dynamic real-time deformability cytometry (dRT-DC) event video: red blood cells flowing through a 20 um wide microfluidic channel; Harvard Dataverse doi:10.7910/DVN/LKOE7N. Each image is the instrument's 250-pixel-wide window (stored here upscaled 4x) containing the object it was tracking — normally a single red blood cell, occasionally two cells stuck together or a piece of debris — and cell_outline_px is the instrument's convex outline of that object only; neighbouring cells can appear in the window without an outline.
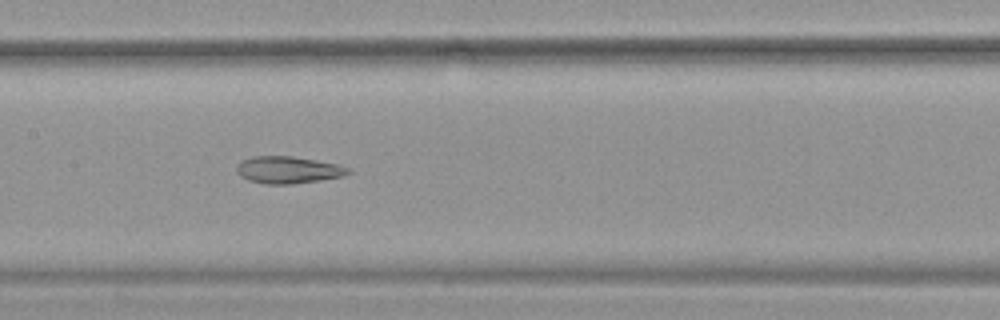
{"species": "common noctule bat (a hibernating species)", "species_latin": "Nyctalus noctula", "temperature_condition": "warm", "stored_images_in_passage": 54, "camera_frame_rate_fps": 3000, "um_per_image_px": 0.085, "animal": {"sex": "female", "body_mass_g": 19.9}, "frame": {"image": 1, "passage_image": 27, "time_ms": 8.667, "image_size_px": [1000, 320], "cell_outline_px": [[352, 172], [344, 176], [320, 180], [292, 184], [264, 184], [248, 180], [240, 176], [236, 172], [236, 164], [240, 160], [252, 156], [292, 156], [316, 160], [336, 164], [352, 168]], "centroid_in_image_um": [24.47, 14.44], "position_along_channel_um": 182.9, "area_um2": 17.86}}
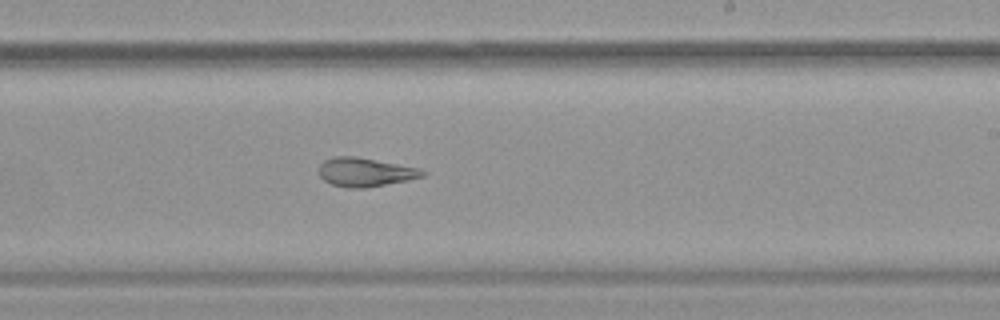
{"frame": {"image": 2, "passage_image": 33, "time_ms": 10.667, "image_size_px": [1000, 320], "cell_outline_px": [[428, 172], [424, 176], [408, 180], [364, 188], [348, 188], [332, 184], [324, 180], [320, 176], [320, 164], [324, 160], [332, 156], [356, 156], [420, 168]], "centroid_in_image_um": [31.06, 14.62], "position_along_channel_um": 257.9, "area_um2": 17.4}}
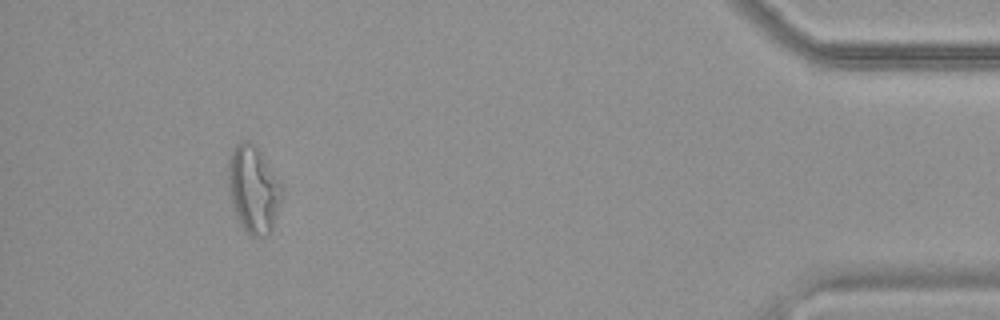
{"frame": {"image": 3, "passage_image": 50, "time_ms": 16.333, "image_size_px": [1000, 320], "cell_outline_px": [[284, 192], [272, 228], [268, 236], [252, 236], [244, 228], [236, 216], [228, 192], [228, 156], [236, 144], [244, 140], [248, 140], [256, 144], [280, 180], [284, 188]], "centroid_in_image_um": [21.55, 16.04], "position_along_channel_um": 413.6, "area_um2": 27.69}, "authors_computed_cell_mechanics": {"area_um2": 23.9581, "velocity_mm_per_s": 3.7757, "shape_relaxation_time_tau1_ms": null, "shape_relaxation_time_tau2_ms": 2.7524, "deformation_change_tau1": null, "deformation_change_tau2": 0.1227}}